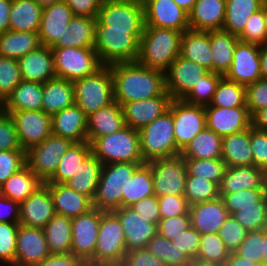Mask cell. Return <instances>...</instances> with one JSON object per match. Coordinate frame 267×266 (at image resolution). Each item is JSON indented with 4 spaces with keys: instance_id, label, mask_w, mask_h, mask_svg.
Listing matches in <instances>:
<instances>
[{
    "instance_id": "34e18365",
    "label": "cell",
    "mask_w": 267,
    "mask_h": 266,
    "mask_svg": "<svg viewBox=\"0 0 267 266\" xmlns=\"http://www.w3.org/2000/svg\"><path fill=\"white\" fill-rule=\"evenodd\" d=\"M20 203L0 195V223L19 224Z\"/></svg>"
},
{
    "instance_id": "753ad0ef",
    "label": "cell",
    "mask_w": 267,
    "mask_h": 266,
    "mask_svg": "<svg viewBox=\"0 0 267 266\" xmlns=\"http://www.w3.org/2000/svg\"><path fill=\"white\" fill-rule=\"evenodd\" d=\"M74 16L97 18L103 0H63Z\"/></svg>"
},
{
    "instance_id": "44dd1931",
    "label": "cell",
    "mask_w": 267,
    "mask_h": 266,
    "mask_svg": "<svg viewBox=\"0 0 267 266\" xmlns=\"http://www.w3.org/2000/svg\"><path fill=\"white\" fill-rule=\"evenodd\" d=\"M173 99L167 92L154 98L132 101L122 105L126 126L139 130L152 123L156 118L169 110Z\"/></svg>"
},
{
    "instance_id": "8fae6325",
    "label": "cell",
    "mask_w": 267,
    "mask_h": 266,
    "mask_svg": "<svg viewBox=\"0 0 267 266\" xmlns=\"http://www.w3.org/2000/svg\"><path fill=\"white\" fill-rule=\"evenodd\" d=\"M72 144L67 138L51 134L26 151V165L45 183L54 175L61 157Z\"/></svg>"
},
{
    "instance_id": "680465c9",
    "label": "cell",
    "mask_w": 267,
    "mask_h": 266,
    "mask_svg": "<svg viewBox=\"0 0 267 266\" xmlns=\"http://www.w3.org/2000/svg\"><path fill=\"white\" fill-rule=\"evenodd\" d=\"M19 224L0 223V262L15 266L16 238Z\"/></svg>"
},
{
    "instance_id": "d590c367",
    "label": "cell",
    "mask_w": 267,
    "mask_h": 266,
    "mask_svg": "<svg viewBox=\"0 0 267 266\" xmlns=\"http://www.w3.org/2000/svg\"><path fill=\"white\" fill-rule=\"evenodd\" d=\"M245 189H265L260 168L254 165L227 167L219 184V193H234Z\"/></svg>"
},
{
    "instance_id": "ab89813d",
    "label": "cell",
    "mask_w": 267,
    "mask_h": 266,
    "mask_svg": "<svg viewBox=\"0 0 267 266\" xmlns=\"http://www.w3.org/2000/svg\"><path fill=\"white\" fill-rule=\"evenodd\" d=\"M42 10L35 0H12L9 30L38 32Z\"/></svg>"
},
{
    "instance_id": "b9f144b4",
    "label": "cell",
    "mask_w": 267,
    "mask_h": 266,
    "mask_svg": "<svg viewBox=\"0 0 267 266\" xmlns=\"http://www.w3.org/2000/svg\"><path fill=\"white\" fill-rule=\"evenodd\" d=\"M40 46L38 32L8 30L0 33V56L18 60Z\"/></svg>"
},
{
    "instance_id": "8992f818",
    "label": "cell",
    "mask_w": 267,
    "mask_h": 266,
    "mask_svg": "<svg viewBox=\"0 0 267 266\" xmlns=\"http://www.w3.org/2000/svg\"><path fill=\"white\" fill-rule=\"evenodd\" d=\"M126 253L125 233L118 216L113 211H101L94 257L87 265L121 266Z\"/></svg>"
},
{
    "instance_id": "deb4b68c",
    "label": "cell",
    "mask_w": 267,
    "mask_h": 266,
    "mask_svg": "<svg viewBox=\"0 0 267 266\" xmlns=\"http://www.w3.org/2000/svg\"><path fill=\"white\" fill-rule=\"evenodd\" d=\"M180 8L188 14L192 11L196 0H173Z\"/></svg>"
},
{
    "instance_id": "836d02e7",
    "label": "cell",
    "mask_w": 267,
    "mask_h": 266,
    "mask_svg": "<svg viewBox=\"0 0 267 266\" xmlns=\"http://www.w3.org/2000/svg\"><path fill=\"white\" fill-rule=\"evenodd\" d=\"M221 159L227 167L253 165L250 128L222 137Z\"/></svg>"
},
{
    "instance_id": "11a10c76",
    "label": "cell",
    "mask_w": 267,
    "mask_h": 266,
    "mask_svg": "<svg viewBox=\"0 0 267 266\" xmlns=\"http://www.w3.org/2000/svg\"><path fill=\"white\" fill-rule=\"evenodd\" d=\"M267 194L266 189H245L234 193H219L229 215L240 211L242 207L257 206Z\"/></svg>"
},
{
    "instance_id": "cb8c5ba5",
    "label": "cell",
    "mask_w": 267,
    "mask_h": 266,
    "mask_svg": "<svg viewBox=\"0 0 267 266\" xmlns=\"http://www.w3.org/2000/svg\"><path fill=\"white\" fill-rule=\"evenodd\" d=\"M73 17L71 9L63 0L44 7L38 30L41 45L52 47Z\"/></svg>"
},
{
    "instance_id": "f907efd6",
    "label": "cell",
    "mask_w": 267,
    "mask_h": 266,
    "mask_svg": "<svg viewBox=\"0 0 267 266\" xmlns=\"http://www.w3.org/2000/svg\"><path fill=\"white\" fill-rule=\"evenodd\" d=\"M187 167V176L204 177L215 182L218 186L227 169L221 158L213 159H191L184 158Z\"/></svg>"
},
{
    "instance_id": "4dcf8cb0",
    "label": "cell",
    "mask_w": 267,
    "mask_h": 266,
    "mask_svg": "<svg viewBox=\"0 0 267 266\" xmlns=\"http://www.w3.org/2000/svg\"><path fill=\"white\" fill-rule=\"evenodd\" d=\"M43 84L22 80L3 101L2 111L42 110Z\"/></svg>"
},
{
    "instance_id": "11e5206c",
    "label": "cell",
    "mask_w": 267,
    "mask_h": 266,
    "mask_svg": "<svg viewBox=\"0 0 267 266\" xmlns=\"http://www.w3.org/2000/svg\"><path fill=\"white\" fill-rule=\"evenodd\" d=\"M38 266H88L80 257L72 253L49 254Z\"/></svg>"
},
{
    "instance_id": "7a4b0ae2",
    "label": "cell",
    "mask_w": 267,
    "mask_h": 266,
    "mask_svg": "<svg viewBox=\"0 0 267 266\" xmlns=\"http://www.w3.org/2000/svg\"><path fill=\"white\" fill-rule=\"evenodd\" d=\"M182 35L181 31L144 26L137 62L165 73L180 55Z\"/></svg>"
},
{
    "instance_id": "8c879c8a",
    "label": "cell",
    "mask_w": 267,
    "mask_h": 266,
    "mask_svg": "<svg viewBox=\"0 0 267 266\" xmlns=\"http://www.w3.org/2000/svg\"><path fill=\"white\" fill-rule=\"evenodd\" d=\"M121 266H165L163 261L147 249H135L125 254Z\"/></svg>"
},
{
    "instance_id": "277c9868",
    "label": "cell",
    "mask_w": 267,
    "mask_h": 266,
    "mask_svg": "<svg viewBox=\"0 0 267 266\" xmlns=\"http://www.w3.org/2000/svg\"><path fill=\"white\" fill-rule=\"evenodd\" d=\"M91 152L102 165L110 163H145L140 152L139 132L129 126L110 135L95 138Z\"/></svg>"
},
{
    "instance_id": "c3c4849f",
    "label": "cell",
    "mask_w": 267,
    "mask_h": 266,
    "mask_svg": "<svg viewBox=\"0 0 267 266\" xmlns=\"http://www.w3.org/2000/svg\"><path fill=\"white\" fill-rule=\"evenodd\" d=\"M146 249L163 261L165 266H191L192 260L185 255L172 241L158 233L148 242Z\"/></svg>"
},
{
    "instance_id": "681fc988",
    "label": "cell",
    "mask_w": 267,
    "mask_h": 266,
    "mask_svg": "<svg viewBox=\"0 0 267 266\" xmlns=\"http://www.w3.org/2000/svg\"><path fill=\"white\" fill-rule=\"evenodd\" d=\"M229 255L230 251L217 233L201 234L195 262L223 266Z\"/></svg>"
},
{
    "instance_id": "d6986e66",
    "label": "cell",
    "mask_w": 267,
    "mask_h": 266,
    "mask_svg": "<svg viewBox=\"0 0 267 266\" xmlns=\"http://www.w3.org/2000/svg\"><path fill=\"white\" fill-rule=\"evenodd\" d=\"M49 254L43 229L19 224L15 266H38Z\"/></svg>"
},
{
    "instance_id": "f5cc1de1",
    "label": "cell",
    "mask_w": 267,
    "mask_h": 266,
    "mask_svg": "<svg viewBox=\"0 0 267 266\" xmlns=\"http://www.w3.org/2000/svg\"><path fill=\"white\" fill-rule=\"evenodd\" d=\"M223 75L209 72L201 80L194 82L190 92L182 99L183 101L200 106H208L211 103L213 94Z\"/></svg>"
},
{
    "instance_id": "6f0895ef",
    "label": "cell",
    "mask_w": 267,
    "mask_h": 266,
    "mask_svg": "<svg viewBox=\"0 0 267 266\" xmlns=\"http://www.w3.org/2000/svg\"><path fill=\"white\" fill-rule=\"evenodd\" d=\"M264 229L248 231L235 253L250 262L261 265L263 258Z\"/></svg>"
},
{
    "instance_id": "ffe728a7",
    "label": "cell",
    "mask_w": 267,
    "mask_h": 266,
    "mask_svg": "<svg viewBox=\"0 0 267 266\" xmlns=\"http://www.w3.org/2000/svg\"><path fill=\"white\" fill-rule=\"evenodd\" d=\"M205 114L207 128L221 137L247 130L252 126L247 107L205 106Z\"/></svg>"
},
{
    "instance_id": "5b68a950",
    "label": "cell",
    "mask_w": 267,
    "mask_h": 266,
    "mask_svg": "<svg viewBox=\"0 0 267 266\" xmlns=\"http://www.w3.org/2000/svg\"><path fill=\"white\" fill-rule=\"evenodd\" d=\"M142 34H131L128 30L109 29V26H95L96 51L103 65L118 62H135L139 55Z\"/></svg>"
},
{
    "instance_id": "484cf974",
    "label": "cell",
    "mask_w": 267,
    "mask_h": 266,
    "mask_svg": "<svg viewBox=\"0 0 267 266\" xmlns=\"http://www.w3.org/2000/svg\"><path fill=\"white\" fill-rule=\"evenodd\" d=\"M22 80L45 83L55 78L51 47L41 45L17 60Z\"/></svg>"
},
{
    "instance_id": "b9fcfbb0",
    "label": "cell",
    "mask_w": 267,
    "mask_h": 266,
    "mask_svg": "<svg viewBox=\"0 0 267 266\" xmlns=\"http://www.w3.org/2000/svg\"><path fill=\"white\" fill-rule=\"evenodd\" d=\"M252 126L255 129L267 131V107L257 111L252 117Z\"/></svg>"
},
{
    "instance_id": "e7e4bbea",
    "label": "cell",
    "mask_w": 267,
    "mask_h": 266,
    "mask_svg": "<svg viewBox=\"0 0 267 266\" xmlns=\"http://www.w3.org/2000/svg\"><path fill=\"white\" fill-rule=\"evenodd\" d=\"M245 88L246 106L252 117L257 111L267 107V79L261 78Z\"/></svg>"
},
{
    "instance_id": "f1b7e54d",
    "label": "cell",
    "mask_w": 267,
    "mask_h": 266,
    "mask_svg": "<svg viewBox=\"0 0 267 266\" xmlns=\"http://www.w3.org/2000/svg\"><path fill=\"white\" fill-rule=\"evenodd\" d=\"M49 187L56 214L70 219L87 213L93 208L92 201L64 183H45Z\"/></svg>"
},
{
    "instance_id": "816d5d0a",
    "label": "cell",
    "mask_w": 267,
    "mask_h": 266,
    "mask_svg": "<svg viewBox=\"0 0 267 266\" xmlns=\"http://www.w3.org/2000/svg\"><path fill=\"white\" fill-rule=\"evenodd\" d=\"M184 197L189 205L211 201L220 197L219 186L204 177L187 176Z\"/></svg>"
},
{
    "instance_id": "ee69618b",
    "label": "cell",
    "mask_w": 267,
    "mask_h": 266,
    "mask_svg": "<svg viewBox=\"0 0 267 266\" xmlns=\"http://www.w3.org/2000/svg\"><path fill=\"white\" fill-rule=\"evenodd\" d=\"M222 137L207 127L197 134L181 151L183 158L213 159L221 158Z\"/></svg>"
},
{
    "instance_id": "03108f58",
    "label": "cell",
    "mask_w": 267,
    "mask_h": 266,
    "mask_svg": "<svg viewBox=\"0 0 267 266\" xmlns=\"http://www.w3.org/2000/svg\"><path fill=\"white\" fill-rule=\"evenodd\" d=\"M23 150L11 116L0 110V151Z\"/></svg>"
},
{
    "instance_id": "be15d7a7",
    "label": "cell",
    "mask_w": 267,
    "mask_h": 266,
    "mask_svg": "<svg viewBox=\"0 0 267 266\" xmlns=\"http://www.w3.org/2000/svg\"><path fill=\"white\" fill-rule=\"evenodd\" d=\"M157 198L159 203L160 220L179 215H189L190 205L184 195H164Z\"/></svg>"
},
{
    "instance_id": "ba28073f",
    "label": "cell",
    "mask_w": 267,
    "mask_h": 266,
    "mask_svg": "<svg viewBox=\"0 0 267 266\" xmlns=\"http://www.w3.org/2000/svg\"><path fill=\"white\" fill-rule=\"evenodd\" d=\"M75 104L89 116L114 102L113 77L108 65L73 81Z\"/></svg>"
},
{
    "instance_id": "ac0fdd59",
    "label": "cell",
    "mask_w": 267,
    "mask_h": 266,
    "mask_svg": "<svg viewBox=\"0 0 267 266\" xmlns=\"http://www.w3.org/2000/svg\"><path fill=\"white\" fill-rule=\"evenodd\" d=\"M259 55L260 45L238 41L233 62L224 77L244 86L261 79Z\"/></svg>"
},
{
    "instance_id": "6da1fadb",
    "label": "cell",
    "mask_w": 267,
    "mask_h": 266,
    "mask_svg": "<svg viewBox=\"0 0 267 266\" xmlns=\"http://www.w3.org/2000/svg\"><path fill=\"white\" fill-rule=\"evenodd\" d=\"M113 77L114 101L121 106L132 101L165 95V73L135 62L108 65Z\"/></svg>"
},
{
    "instance_id": "5bb4252c",
    "label": "cell",
    "mask_w": 267,
    "mask_h": 266,
    "mask_svg": "<svg viewBox=\"0 0 267 266\" xmlns=\"http://www.w3.org/2000/svg\"><path fill=\"white\" fill-rule=\"evenodd\" d=\"M13 119L17 129L21 149L25 152L39 145L52 134L51 115L43 110L4 111Z\"/></svg>"
},
{
    "instance_id": "f546056e",
    "label": "cell",
    "mask_w": 267,
    "mask_h": 266,
    "mask_svg": "<svg viewBox=\"0 0 267 266\" xmlns=\"http://www.w3.org/2000/svg\"><path fill=\"white\" fill-rule=\"evenodd\" d=\"M87 119L89 143L95 138L110 135L126 126L122 106L116 101L93 112Z\"/></svg>"
},
{
    "instance_id": "b62a3aed",
    "label": "cell",
    "mask_w": 267,
    "mask_h": 266,
    "mask_svg": "<svg viewBox=\"0 0 267 266\" xmlns=\"http://www.w3.org/2000/svg\"><path fill=\"white\" fill-rule=\"evenodd\" d=\"M262 175V183L264 188L267 190V163L260 167Z\"/></svg>"
},
{
    "instance_id": "003e7915",
    "label": "cell",
    "mask_w": 267,
    "mask_h": 266,
    "mask_svg": "<svg viewBox=\"0 0 267 266\" xmlns=\"http://www.w3.org/2000/svg\"><path fill=\"white\" fill-rule=\"evenodd\" d=\"M191 227L190 215L161 219L157 225V233L173 241Z\"/></svg>"
},
{
    "instance_id": "89a4df30",
    "label": "cell",
    "mask_w": 267,
    "mask_h": 266,
    "mask_svg": "<svg viewBox=\"0 0 267 266\" xmlns=\"http://www.w3.org/2000/svg\"><path fill=\"white\" fill-rule=\"evenodd\" d=\"M201 234L192 226L172 241L173 246H177L181 252L187 255L193 262L196 260L200 247Z\"/></svg>"
},
{
    "instance_id": "f35d334b",
    "label": "cell",
    "mask_w": 267,
    "mask_h": 266,
    "mask_svg": "<svg viewBox=\"0 0 267 266\" xmlns=\"http://www.w3.org/2000/svg\"><path fill=\"white\" fill-rule=\"evenodd\" d=\"M239 41L238 36L223 30L210 31V50L213 58V73L225 75L233 62Z\"/></svg>"
},
{
    "instance_id": "83f0119b",
    "label": "cell",
    "mask_w": 267,
    "mask_h": 266,
    "mask_svg": "<svg viewBox=\"0 0 267 266\" xmlns=\"http://www.w3.org/2000/svg\"><path fill=\"white\" fill-rule=\"evenodd\" d=\"M226 17V0H196L189 13V26L195 31L222 30Z\"/></svg>"
},
{
    "instance_id": "67dfc351",
    "label": "cell",
    "mask_w": 267,
    "mask_h": 266,
    "mask_svg": "<svg viewBox=\"0 0 267 266\" xmlns=\"http://www.w3.org/2000/svg\"><path fill=\"white\" fill-rule=\"evenodd\" d=\"M261 266H267V231L264 229L263 258Z\"/></svg>"
},
{
    "instance_id": "d6a6232c",
    "label": "cell",
    "mask_w": 267,
    "mask_h": 266,
    "mask_svg": "<svg viewBox=\"0 0 267 266\" xmlns=\"http://www.w3.org/2000/svg\"><path fill=\"white\" fill-rule=\"evenodd\" d=\"M96 18L74 16L62 36L52 47L93 48Z\"/></svg>"
},
{
    "instance_id": "3957f363",
    "label": "cell",
    "mask_w": 267,
    "mask_h": 266,
    "mask_svg": "<svg viewBox=\"0 0 267 266\" xmlns=\"http://www.w3.org/2000/svg\"><path fill=\"white\" fill-rule=\"evenodd\" d=\"M143 163H110L102 165L93 208L111 212L122 207V196H127L128 181Z\"/></svg>"
},
{
    "instance_id": "30bf717a",
    "label": "cell",
    "mask_w": 267,
    "mask_h": 266,
    "mask_svg": "<svg viewBox=\"0 0 267 266\" xmlns=\"http://www.w3.org/2000/svg\"><path fill=\"white\" fill-rule=\"evenodd\" d=\"M55 75L69 81H75L94 74L103 64L94 48L51 47Z\"/></svg>"
},
{
    "instance_id": "5803f987",
    "label": "cell",
    "mask_w": 267,
    "mask_h": 266,
    "mask_svg": "<svg viewBox=\"0 0 267 266\" xmlns=\"http://www.w3.org/2000/svg\"><path fill=\"white\" fill-rule=\"evenodd\" d=\"M261 9H262L264 23H265V27L267 31V0H264Z\"/></svg>"
},
{
    "instance_id": "9c48e42d",
    "label": "cell",
    "mask_w": 267,
    "mask_h": 266,
    "mask_svg": "<svg viewBox=\"0 0 267 266\" xmlns=\"http://www.w3.org/2000/svg\"><path fill=\"white\" fill-rule=\"evenodd\" d=\"M96 26L128 30L131 34H143L145 26L142 0H103Z\"/></svg>"
},
{
    "instance_id": "7bdbcfd3",
    "label": "cell",
    "mask_w": 267,
    "mask_h": 266,
    "mask_svg": "<svg viewBox=\"0 0 267 266\" xmlns=\"http://www.w3.org/2000/svg\"><path fill=\"white\" fill-rule=\"evenodd\" d=\"M264 0H226V17L222 30L239 36L248 18L261 9Z\"/></svg>"
},
{
    "instance_id": "7dc6e473",
    "label": "cell",
    "mask_w": 267,
    "mask_h": 266,
    "mask_svg": "<svg viewBox=\"0 0 267 266\" xmlns=\"http://www.w3.org/2000/svg\"><path fill=\"white\" fill-rule=\"evenodd\" d=\"M208 106L223 108L247 107L245 86L230 81L223 76Z\"/></svg>"
},
{
    "instance_id": "8d00e7d4",
    "label": "cell",
    "mask_w": 267,
    "mask_h": 266,
    "mask_svg": "<svg viewBox=\"0 0 267 266\" xmlns=\"http://www.w3.org/2000/svg\"><path fill=\"white\" fill-rule=\"evenodd\" d=\"M43 184L44 182L25 165L0 185V195L21 203Z\"/></svg>"
},
{
    "instance_id": "4fadbf2b",
    "label": "cell",
    "mask_w": 267,
    "mask_h": 266,
    "mask_svg": "<svg viewBox=\"0 0 267 266\" xmlns=\"http://www.w3.org/2000/svg\"><path fill=\"white\" fill-rule=\"evenodd\" d=\"M169 110L172 112L176 147L182 151L207 127L205 107L187 103L182 99H173Z\"/></svg>"
},
{
    "instance_id": "a7ac6f4b",
    "label": "cell",
    "mask_w": 267,
    "mask_h": 266,
    "mask_svg": "<svg viewBox=\"0 0 267 266\" xmlns=\"http://www.w3.org/2000/svg\"><path fill=\"white\" fill-rule=\"evenodd\" d=\"M250 143L253 165L260 168L267 163V131L250 127Z\"/></svg>"
},
{
    "instance_id": "09005b40",
    "label": "cell",
    "mask_w": 267,
    "mask_h": 266,
    "mask_svg": "<svg viewBox=\"0 0 267 266\" xmlns=\"http://www.w3.org/2000/svg\"><path fill=\"white\" fill-rule=\"evenodd\" d=\"M223 266H261L257 263L250 262L238 256L235 252H231L229 258L225 261Z\"/></svg>"
},
{
    "instance_id": "f6af8a7d",
    "label": "cell",
    "mask_w": 267,
    "mask_h": 266,
    "mask_svg": "<svg viewBox=\"0 0 267 266\" xmlns=\"http://www.w3.org/2000/svg\"><path fill=\"white\" fill-rule=\"evenodd\" d=\"M91 153L88 141L73 143L61 157L54 175L45 183H65L79 170L80 164Z\"/></svg>"
},
{
    "instance_id": "60d3db41",
    "label": "cell",
    "mask_w": 267,
    "mask_h": 266,
    "mask_svg": "<svg viewBox=\"0 0 267 266\" xmlns=\"http://www.w3.org/2000/svg\"><path fill=\"white\" fill-rule=\"evenodd\" d=\"M50 254L71 253L72 231L71 219L55 214L43 228Z\"/></svg>"
},
{
    "instance_id": "2644e50d",
    "label": "cell",
    "mask_w": 267,
    "mask_h": 266,
    "mask_svg": "<svg viewBox=\"0 0 267 266\" xmlns=\"http://www.w3.org/2000/svg\"><path fill=\"white\" fill-rule=\"evenodd\" d=\"M145 221L158 225L160 221L159 203L155 195L143 198L130 206Z\"/></svg>"
},
{
    "instance_id": "4316f807",
    "label": "cell",
    "mask_w": 267,
    "mask_h": 266,
    "mask_svg": "<svg viewBox=\"0 0 267 266\" xmlns=\"http://www.w3.org/2000/svg\"><path fill=\"white\" fill-rule=\"evenodd\" d=\"M191 226L200 234L217 233L228 211L221 197L190 205Z\"/></svg>"
},
{
    "instance_id": "603a6c76",
    "label": "cell",
    "mask_w": 267,
    "mask_h": 266,
    "mask_svg": "<svg viewBox=\"0 0 267 266\" xmlns=\"http://www.w3.org/2000/svg\"><path fill=\"white\" fill-rule=\"evenodd\" d=\"M119 218L125 233L127 252L146 249L148 242L157 234V225L147 222L130 207L113 211Z\"/></svg>"
},
{
    "instance_id": "bcb514c9",
    "label": "cell",
    "mask_w": 267,
    "mask_h": 266,
    "mask_svg": "<svg viewBox=\"0 0 267 266\" xmlns=\"http://www.w3.org/2000/svg\"><path fill=\"white\" fill-rule=\"evenodd\" d=\"M154 195L151 166L141 164L128 181L127 196H122V207H130L139 200Z\"/></svg>"
},
{
    "instance_id": "2a66077c",
    "label": "cell",
    "mask_w": 267,
    "mask_h": 266,
    "mask_svg": "<svg viewBox=\"0 0 267 266\" xmlns=\"http://www.w3.org/2000/svg\"><path fill=\"white\" fill-rule=\"evenodd\" d=\"M12 0H0V33L9 30Z\"/></svg>"
},
{
    "instance_id": "9f6ffc18",
    "label": "cell",
    "mask_w": 267,
    "mask_h": 266,
    "mask_svg": "<svg viewBox=\"0 0 267 266\" xmlns=\"http://www.w3.org/2000/svg\"><path fill=\"white\" fill-rule=\"evenodd\" d=\"M21 81L17 60L0 56V99L4 101Z\"/></svg>"
},
{
    "instance_id": "6125c7cd",
    "label": "cell",
    "mask_w": 267,
    "mask_h": 266,
    "mask_svg": "<svg viewBox=\"0 0 267 266\" xmlns=\"http://www.w3.org/2000/svg\"><path fill=\"white\" fill-rule=\"evenodd\" d=\"M26 165L24 150L0 151V185Z\"/></svg>"
},
{
    "instance_id": "db71d44e",
    "label": "cell",
    "mask_w": 267,
    "mask_h": 266,
    "mask_svg": "<svg viewBox=\"0 0 267 266\" xmlns=\"http://www.w3.org/2000/svg\"><path fill=\"white\" fill-rule=\"evenodd\" d=\"M232 216L247 231L265 229L267 225V194L257 202V206L242 207Z\"/></svg>"
},
{
    "instance_id": "1f68e13d",
    "label": "cell",
    "mask_w": 267,
    "mask_h": 266,
    "mask_svg": "<svg viewBox=\"0 0 267 266\" xmlns=\"http://www.w3.org/2000/svg\"><path fill=\"white\" fill-rule=\"evenodd\" d=\"M180 55L213 72L210 31L186 30L181 38Z\"/></svg>"
},
{
    "instance_id": "7402d4cb",
    "label": "cell",
    "mask_w": 267,
    "mask_h": 266,
    "mask_svg": "<svg viewBox=\"0 0 267 266\" xmlns=\"http://www.w3.org/2000/svg\"><path fill=\"white\" fill-rule=\"evenodd\" d=\"M55 214L49 187L44 183L20 203L19 224L43 229Z\"/></svg>"
},
{
    "instance_id": "7c38bea8",
    "label": "cell",
    "mask_w": 267,
    "mask_h": 266,
    "mask_svg": "<svg viewBox=\"0 0 267 266\" xmlns=\"http://www.w3.org/2000/svg\"><path fill=\"white\" fill-rule=\"evenodd\" d=\"M151 166L154 195H184L187 167L181 155L155 159L147 162Z\"/></svg>"
},
{
    "instance_id": "e575fe53",
    "label": "cell",
    "mask_w": 267,
    "mask_h": 266,
    "mask_svg": "<svg viewBox=\"0 0 267 266\" xmlns=\"http://www.w3.org/2000/svg\"><path fill=\"white\" fill-rule=\"evenodd\" d=\"M75 104L73 82L63 78H52L43 83L42 110L53 115Z\"/></svg>"
},
{
    "instance_id": "9a60e30c",
    "label": "cell",
    "mask_w": 267,
    "mask_h": 266,
    "mask_svg": "<svg viewBox=\"0 0 267 266\" xmlns=\"http://www.w3.org/2000/svg\"><path fill=\"white\" fill-rule=\"evenodd\" d=\"M101 211L92 208L85 214L71 219V253L88 263L95 253Z\"/></svg>"
},
{
    "instance_id": "74e56055",
    "label": "cell",
    "mask_w": 267,
    "mask_h": 266,
    "mask_svg": "<svg viewBox=\"0 0 267 266\" xmlns=\"http://www.w3.org/2000/svg\"><path fill=\"white\" fill-rule=\"evenodd\" d=\"M102 163L91 152L81 162L79 170L64 184L93 201L99 182Z\"/></svg>"
},
{
    "instance_id": "2e32d148",
    "label": "cell",
    "mask_w": 267,
    "mask_h": 266,
    "mask_svg": "<svg viewBox=\"0 0 267 266\" xmlns=\"http://www.w3.org/2000/svg\"><path fill=\"white\" fill-rule=\"evenodd\" d=\"M210 71L205 67L179 55L165 72L166 91L172 99H183Z\"/></svg>"
},
{
    "instance_id": "94428289",
    "label": "cell",
    "mask_w": 267,
    "mask_h": 266,
    "mask_svg": "<svg viewBox=\"0 0 267 266\" xmlns=\"http://www.w3.org/2000/svg\"><path fill=\"white\" fill-rule=\"evenodd\" d=\"M239 41L262 45L267 43V31L264 23L262 9L252 14L246 23L242 33L238 36Z\"/></svg>"
},
{
    "instance_id": "d4e9b609",
    "label": "cell",
    "mask_w": 267,
    "mask_h": 266,
    "mask_svg": "<svg viewBox=\"0 0 267 266\" xmlns=\"http://www.w3.org/2000/svg\"><path fill=\"white\" fill-rule=\"evenodd\" d=\"M88 116L76 105L64 108L51 116L52 135L71 140L87 141Z\"/></svg>"
},
{
    "instance_id": "52a82bcc",
    "label": "cell",
    "mask_w": 267,
    "mask_h": 266,
    "mask_svg": "<svg viewBox=\"0 0 267 266\" xmlns=\"http://www.w3.org/2000/svg\"><path fill=\"white\" fill-rule=\"evenodd\" d=\"M138 132L140 152L144 162L180 155L181 151L176 147L170 110L139 129Z\"/></svg>"
},
{
    "instance_id": "979ff035",
    "label": "cell",
    "mask_w": 267,
    "mask_h": 266,
    "mask_svg": "<svg viewBox=\"0 0 267 266\" xmlns=\"http://www.w3.org/2000/svg\"><path fill=\"white\" fill-rule=\"evenodd\" d=\"M259 59L262 78L267 79V43L260 45Z\"/></svg>"
},
{
    "instance_id": "e0dca14e",
    "label": "cell",
    "mask_w": 267,
    "mask_h": 266,
    "mask_svg": "<svg viewBox=\"0 0 267 266\" xmlns=\"http://www.w3.org/2000/svg\"><path fill=\"white\" fill-rule=\"evenodd\" d=\"M145 26L184 32L190 29L189 14L173 0H142Z\"/></svg>"
},
{
    "instance_id": "603ad722",
    "label": "cell",
    "mask_w": 267,
    "mask_h": 266,
    "mask_svg": "<svg viewBox=\"0 0 267 266\" xmlns=\"http://www.w3.org/2000/svg\"><path fill=\"white\" fill-rule=\"evenodd\" d=\"M42 8L52 5L53 3L59 2L61 0H35Z\"/></svg>"
},
{
    "instance_id": "91938a15",
    "label": "cell",
    "mask_w": 267,
    "mask_h": 266,
    "mask_svg": "<svg viewBox=\"0 0 267 266\" xmlns=\"http://www.w3.org/2000/svg\"><path fill=\"white\" fill-rule=\"evenodd\" d=\"M247 232L232 215H228L217 234L231 253L235 252L244 241Z\"/></svg>"
}]
</instances>
